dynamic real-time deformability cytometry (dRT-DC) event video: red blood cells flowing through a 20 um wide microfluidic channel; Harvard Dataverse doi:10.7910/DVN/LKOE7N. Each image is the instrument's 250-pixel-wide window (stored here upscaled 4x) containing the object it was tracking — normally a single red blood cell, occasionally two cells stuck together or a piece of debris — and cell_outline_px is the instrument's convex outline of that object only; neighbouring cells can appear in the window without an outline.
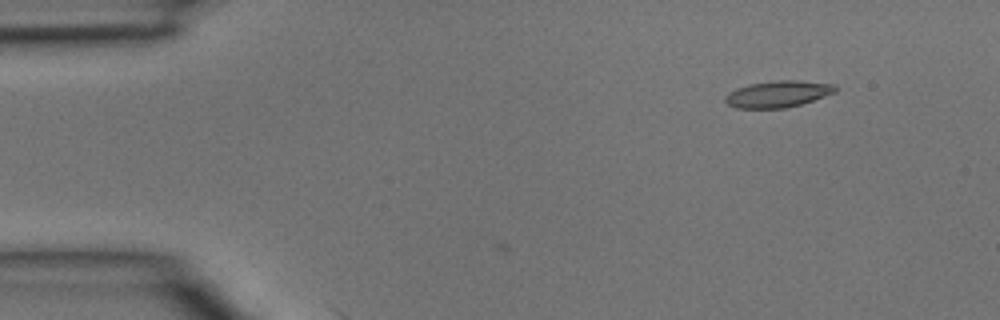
{"species": "common noctule bat (a hibernating species)", "species_latin": "Nyctalus noctula", "temperature_condition": "room temperature", "stored_images_in_passage": 4, "camera_frame_rate_fps": 3000, "um_per_image_px": 0.085, "animal": {"sex": "male", "body_mass_g": 15.6}, "frame": {"image": 1, "passage_image": 2, "time_ms": 0.333, "image_size_px": [1000, 320], "cell_outline_px": [[836, 92], [800, 104], [784, 108], [736, 108], [728, 104], [724, 100], [724, 96], [728, 92], [736, 88], [748, 84], [776, 80], [800, 80], [836, 84]], "centroid_in_image_um": [66.1, 7.98], "position_along_channel_um": 18.9, "area_um2": 17.11}}
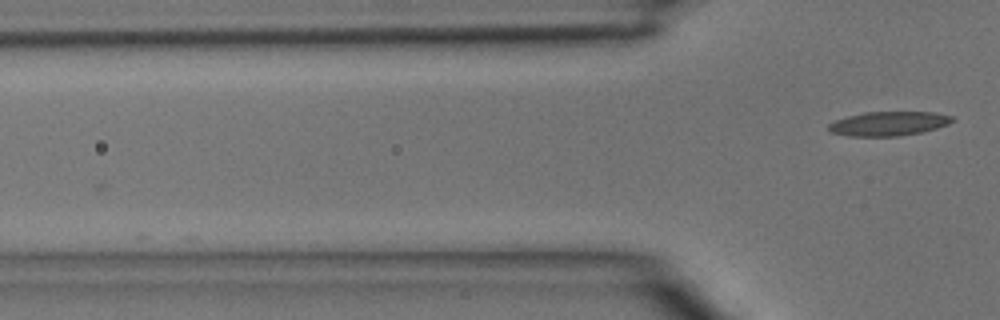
{"frame": {"image": 2, "passage_image": 4, "time_ms": 1.0, "image_size_px": [1000, 320], "cell_outline_px": [[956, 120], [948, 124], [936, 128], [920, 132], [896, 136], [848, 136], [832, 132], [828, 128], [828, 124], [836, 120], [848, 116], [864, 112], [932, 112], [952, 116]], "centroid_in_image_um": [75.54, 10.5], "position_along_channel_um": 50.3, "area_um2": 17.28}}